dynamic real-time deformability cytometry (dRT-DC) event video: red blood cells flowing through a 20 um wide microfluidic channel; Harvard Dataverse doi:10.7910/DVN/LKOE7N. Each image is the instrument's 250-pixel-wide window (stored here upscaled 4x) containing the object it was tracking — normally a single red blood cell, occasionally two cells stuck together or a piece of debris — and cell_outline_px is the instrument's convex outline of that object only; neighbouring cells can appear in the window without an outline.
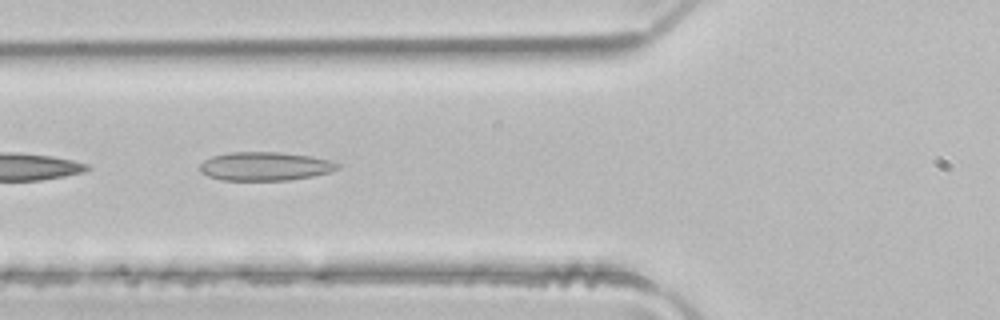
{"species": "common noctule bat (a hibernating species)", "species_latin": "Nyctalus noctula", "temperature_condition": "room temperature", "stored_images_in_passage": 11, "camera_frame_rate_fps": 3000, "um_per_image_px": 0.085, "animal": {"sex": "male", "body_mass_g": 21.5, "forearm_length_mm": 52.0}, "frame": {"image": 1, "passage_image": 8, "time_ms": 2.333, "image_size_px": [1000, 320], "cell_outline_px": [[344, 164], [340, 168], [328, 172], [312, 176], [288, 180], [220, 180], [208, 176], [200, 172], [200, 164], [204, 160], [212, 156], [228, 152], [280, 152], [312, 156]], "centroid_in_image_um": [22.53, 14.13], "position_along_channel_um": 103.3, "area_um2": 23.12}}